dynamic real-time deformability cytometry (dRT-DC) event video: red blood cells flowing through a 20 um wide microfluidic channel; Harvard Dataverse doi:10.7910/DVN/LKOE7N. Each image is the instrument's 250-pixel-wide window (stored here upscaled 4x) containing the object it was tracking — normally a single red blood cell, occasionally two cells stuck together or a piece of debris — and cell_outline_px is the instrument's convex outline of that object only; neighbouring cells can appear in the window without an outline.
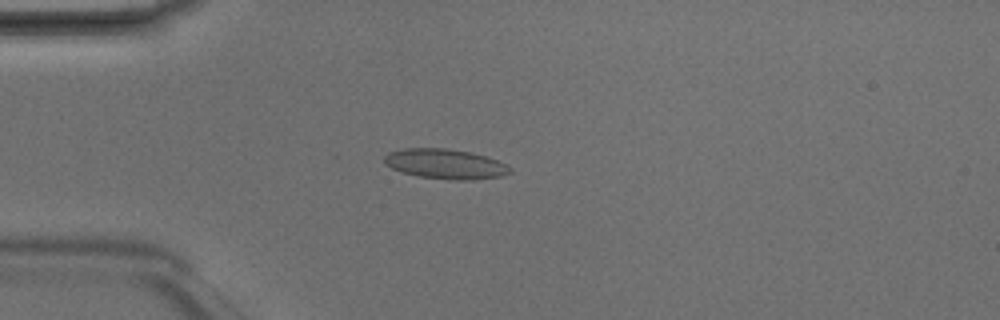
{"species": "Egyptian fruit bat (a non-hibernating species)", "species_latin": "Rousettus aegyptiacus", "temperature_condition": "room temperature", "stored_images_in_passage": 4, "camera_frame_rate_fps": 3000, "um_per_image_px": 0.085, "animal": {"sex": "male"}, "frame": {"image": 1, "passage_image": 4, "time_ms": 1.0, "image_size_px": [1000, 320], "cell_outline_px": [[512, 172], [500, 176], [472, 180], [452, 180], [420, 176], [400, 172], [384, 164], [384, 156], [388, 152], [404, 148], [444, 148], [472, 152], [496, 160], [512, 168]], "centroid_in_image_um": [37.82, 13.93], "position_along_channel_um": 47.2, "area_um2": 21.91}}